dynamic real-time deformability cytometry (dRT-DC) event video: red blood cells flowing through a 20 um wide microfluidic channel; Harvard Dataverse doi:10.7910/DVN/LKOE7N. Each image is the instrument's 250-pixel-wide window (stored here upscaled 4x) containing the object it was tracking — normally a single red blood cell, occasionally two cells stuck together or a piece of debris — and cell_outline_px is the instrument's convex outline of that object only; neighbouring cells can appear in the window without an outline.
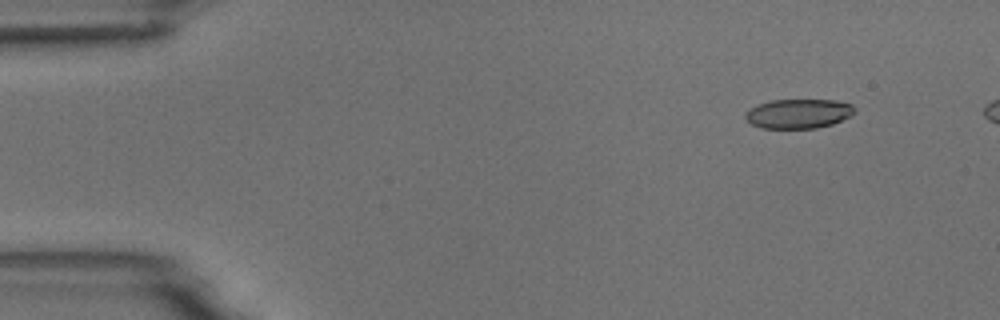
{"species": "common noctule bat (a hibernating species)", "species_latin": "Nyctalus noctula", "temperature_condition": "room temperature", "stored_images_in_passage": 6, "segment_of_instrument_passage": [2, 2], "camera_frame_rate_fps": 3000, "um_per_image_px": 0.085, "animal": {"sex": "male", "body_mass_g": 18.8}, "frame": {"image": 1, "passage_image": 6, "time_ms": 7.0, "image_size_px": [1000, 320], "cell_outline_px": [[856, 112], [832, 124], [816, 128], [760, 128], [752, 124], [744, 116], [744, 112], [756, 104], [772, 100], [836, 100], [852, 104], [856, 108]], "centroid_in_image_um": [67.85, 9.65], "position_along_channel_um": 17.1, "area_um2": 18.79}}